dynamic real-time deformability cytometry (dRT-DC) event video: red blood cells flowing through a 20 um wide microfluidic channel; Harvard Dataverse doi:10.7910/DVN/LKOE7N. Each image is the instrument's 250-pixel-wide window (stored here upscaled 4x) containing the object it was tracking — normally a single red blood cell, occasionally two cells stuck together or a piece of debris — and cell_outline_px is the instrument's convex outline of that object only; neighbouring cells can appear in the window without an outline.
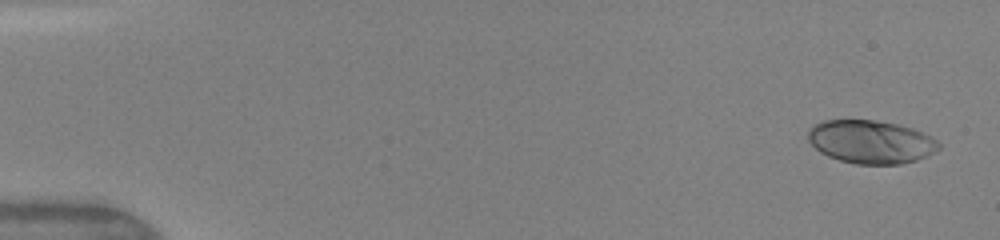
{"species": "human", "species_latin": "Homo sapiens", "temperature_condition": "warm", "stored_images_in_passage": 49, "camera_frame_rate_fps": 3000, "um_per_image_px": 0.085, "donor": {"sex": "female"}, "frame": {"image": 1, "passage_image": 2, "time_ms": 0.333, "image_size_px": [1000, 240], "cell_outline_px": [[940, 148], [916, 160], [900, 164], [856, 164], [840, 160], [828, 156], [820, 152], [808, 140], [808, 128], [824, 120], [872, 120], [896, 124], [912, 128], [936, 140], [940, 144]], "centroid_in_image_um": [73.98, 12.05], "position_along_channel_um": 11.0, "area_um2": 32.54}}
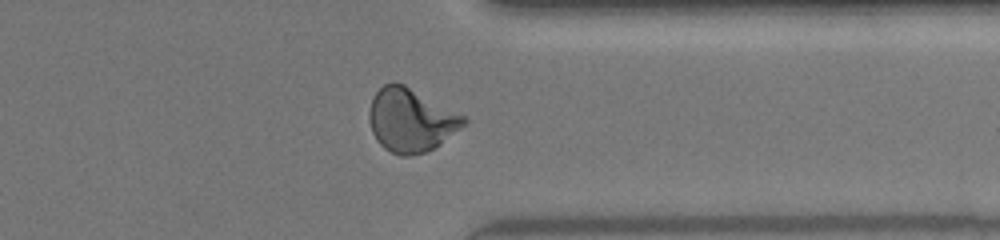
{"frame": {"image": 2, "passage_image": 39, "time_ms": 12.667, "image_size_px": [1000, 240], "cell_outline_px": [[468, 120], [460, 128], [440, 144], [424, 152], [412, 156], [400, 156], [384, 148], [376, 140], [372, 132], [368, 116], [368, 112], [372, 96], [384, 84], [392, 80], [396, 80], [468, 116]], "centroid_in_image_um": [34.91, 10.18], "position_along_channel_um": 376.5, "area_um2": 35.37}}
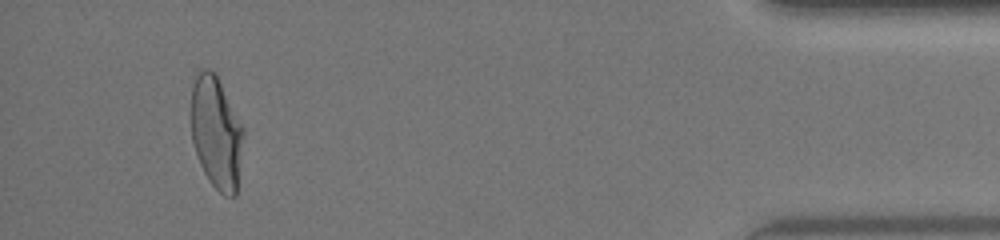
{"frame": {"image": 3, "passage_image": 46, "time_ms": 15.0, "image_size_px": [1000, 240], "cell_outline_px": [[244, 136], [236, 196], [224, 196], [212, 184], [204, 172], [200, 164], [192, 140], [188, 112], [192, 88], [196, 68], [208, 68], [216, 72], [244, 128]], "centroid_in_image_um": [18.35, 11.18], "position_along_channel_um": 416.9, "area_um2": 35.32}, "authors_computed_cell_mechanics": {"area_um2": 32.7726, "velocity_mm_per_s": 4.1585, "shape_relaxation_time_tau1_ms": 4.6489, "shape_relaxation_time_tau2_ms": null, "deformation_change_tau1": 0.2025, "deformation_change_tau2": null}}